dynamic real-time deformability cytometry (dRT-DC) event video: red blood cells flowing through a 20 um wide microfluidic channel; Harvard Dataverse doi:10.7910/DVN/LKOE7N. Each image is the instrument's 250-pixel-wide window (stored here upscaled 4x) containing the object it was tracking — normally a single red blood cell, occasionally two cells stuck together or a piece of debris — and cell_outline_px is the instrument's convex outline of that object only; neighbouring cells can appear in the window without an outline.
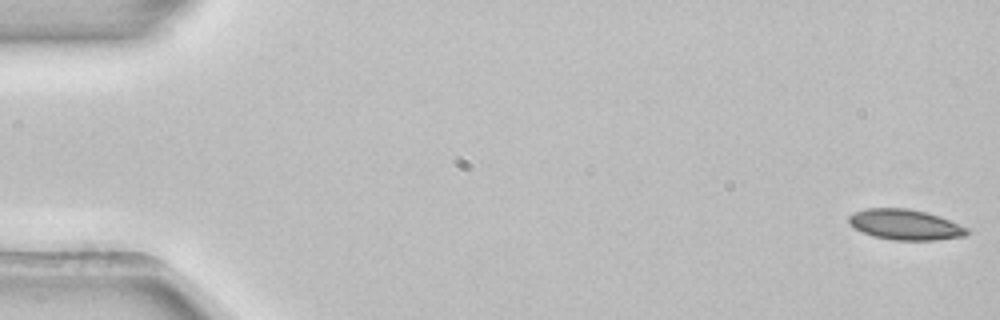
{"species": "common noctule bat (a hibernating species)", "species_latin": "Nyctalus noctula", "temperature_condition": "room temperature", "stored_images_in_passage": 42, "camera_frame_rate_fps": 3000, "um_per_image_px": 0.085, "animal": {"sex": "female", "body_mass_g": 22.7, "forearm_length_mm": 54.2}, "frame": {"image": 1, "passage_image": 1, "time_ms": 0.0, "image_size_px": [1000, 320], "cell_outline_px": [[972, 232], [964, 236], [936, 240], [892, 240], [872, 236], [848, 224], [848, 216], [856, 212], [868, 208], [908, 208], [940, 216], [968, 228]], "centroid_in_image_um": [76.96, 19.1], "position_along_channel_um": 8.0, "area_um2": 20.98}}
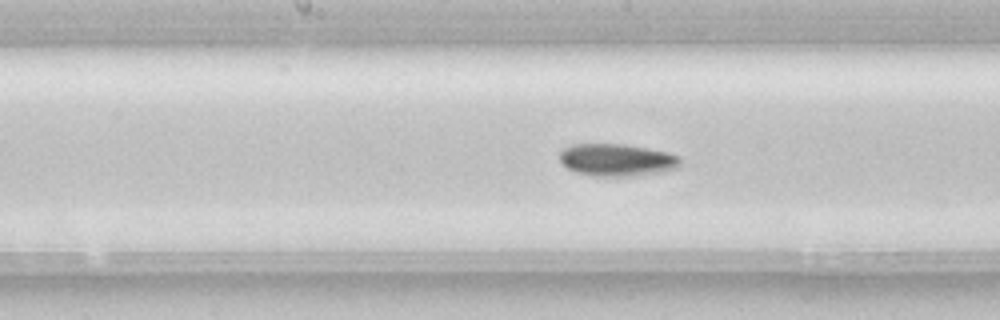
{"frame": {"image": 2, "passage_image": 27, "time_ms": 8.667, "image_size_px": [1000, 320], "cell_outline_px": [[680, 168], [640, 176], [596, 176], [576, 172], [568, 168], [560, 160], [560, 152], [564, 148], [572, 144], [624, 144], [648, 148], [668, 152], [680, 156]], "centroid_in_image_um": [52.48, 13.6], "position_along_channel_um": 195.7, "area_um2": 22.89}}
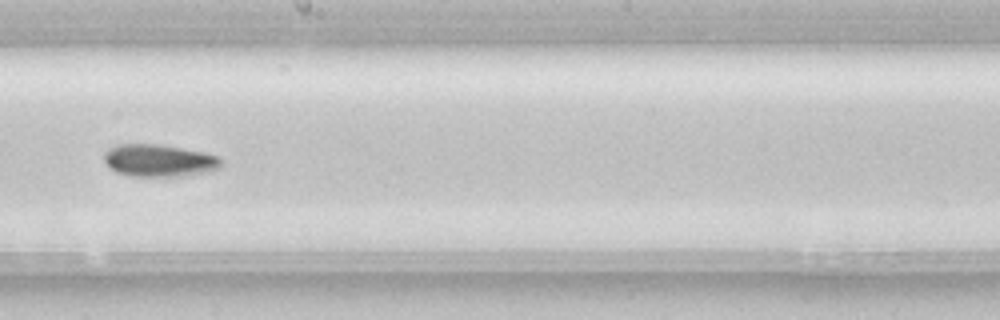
{"frame": {"image": 3, "passage_image": 30, "time_ms": 9.667, "image_size_px": [1000, 320], "cell_outline_px": [[224, 164], [220, 168], [188, 176], [132, 176], [116, 172], [104, 160], [104, 152], [108, 148], [120, 144], [160, 144], [204, 152], [220, 156], [224, 160]], "centroid_in_image_um": [13.58, 13.64], "position_along_channel_um": 234.6, "area_um2": 22.25}, "authors_computed_cell_mechanics": {"area_um2": 21.6172, "velocity_mm_per_s": 3.8946, "shape_relaxation_time_tau1_ms": 4.29, "shape_relaxation_time_tau2_ms": null, "deformation_change_tau1": 0.1021, "deformation_change_tau2": null}}